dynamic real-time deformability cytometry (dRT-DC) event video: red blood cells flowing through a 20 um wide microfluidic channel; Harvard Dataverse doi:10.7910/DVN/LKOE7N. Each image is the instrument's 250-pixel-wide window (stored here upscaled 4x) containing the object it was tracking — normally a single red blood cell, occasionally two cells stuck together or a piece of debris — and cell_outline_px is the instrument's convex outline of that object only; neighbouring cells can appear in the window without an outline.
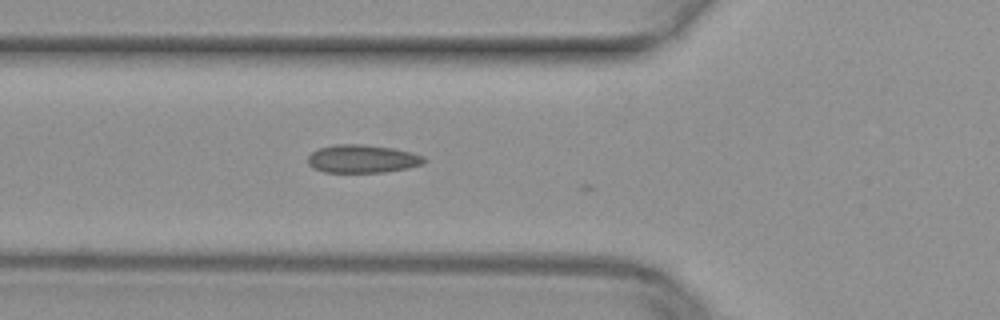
{"species": "common noctule bat (a hibernating species)", "species_latin": "Nyctalus noctula", "temperature_condition": "warm", "stored_images_in_passage": 4, "camera_frame_rate_fps": 3000, "um_per_image_px": 0.085, "animal": {"sex": "female", "body_mass_g": 29.2, "forearm_length_mm": 56.3}, "frame": {"image": 1, "passage_image": 2, "time_ms": 0.333, "image_size_px": [1000, 320], "cell_outline_px": [[428, 160], [424, 164], [408, 168], [384, 172], [324, 172], [308, 164], [308, 156], [312, 152], [320, 148], [336, 144], [360, 144], [392, 148], [412, 152], [424, 156]], "centroid_in_image_um": [30.85, 13.5], "position_along_channel_um": 94.9, "area_um2": 19.02}}